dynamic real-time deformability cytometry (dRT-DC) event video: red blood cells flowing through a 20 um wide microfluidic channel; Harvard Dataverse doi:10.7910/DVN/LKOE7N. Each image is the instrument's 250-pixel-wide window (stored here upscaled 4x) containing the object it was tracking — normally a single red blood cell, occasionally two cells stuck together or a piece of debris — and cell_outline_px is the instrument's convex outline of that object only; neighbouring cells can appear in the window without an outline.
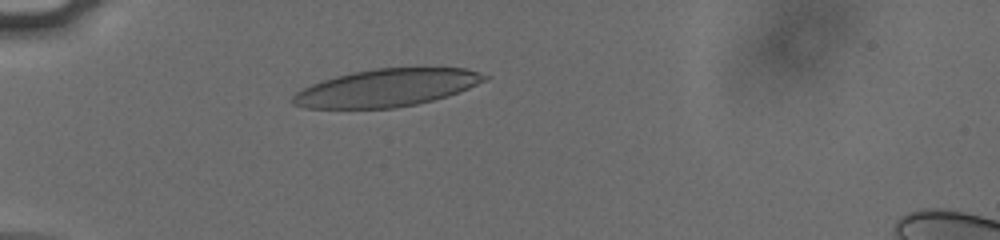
{"species": "human", "species_latin": "Homo sapiens", "temperature_condition": "cold", "stored_images_in_passage": 39, "camera_frame_rate_fps": 3000, "um_per_image_px": 0.085, "donor": {"sex": "male"}, "frame": {"image": 1, "passage_image": 1, "time_ms": 0.0, "image_size_px": [1000, 240], "cell_outline_px": [[492, 76], [468, 88], [448, 96], [416, 104], [396, 108], [304, 108], [292, 104], [288, 100], [296, 92], [312, 84], [336, 76], [352, 72], [376, 68], [464, 68]], "centroid_in_image_um": [32.83, 7.47], "position_along_channel_um": 52.2, "area_um2": 41.79}}
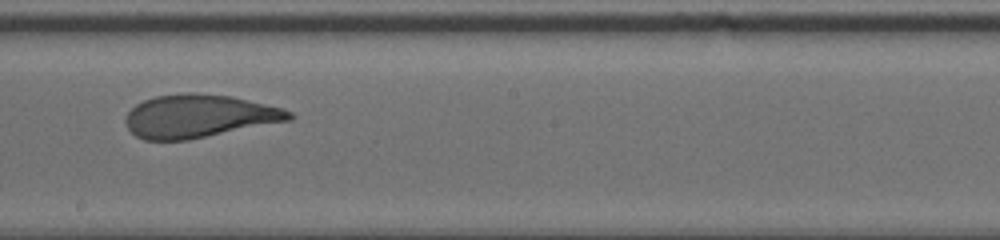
{"frame": {"image": 2, "passage_image": 17, "time_ms": 5.333, "image_size_px": [1000, 240], "cell_outline_px": [[296, 116], [292, 120], [188, 140], [144, 140], [136, 136], [128, 128], [124, 120], [128, 112], [136, 104], [144, 100], [156, 96], [188, 92], [196, 92], [232, 96], [284, 108], [292, 112]], "centroid_in_image_um": [16.94, 9.86], "position_along_channel_um": 231.3, "area_um2": 41.33}}
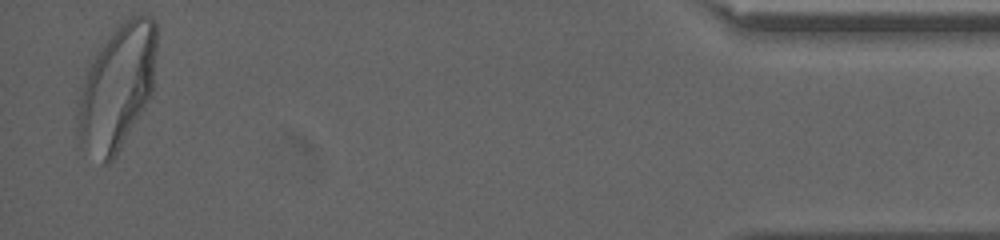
{"frame": {"image": 3, "passage_image": 38, "time_ms": 12.333, "image_size_px": [1000, 240], "cell_outline_px": [[156, 52], [152, 92], [144, 108], [116, 156], [108, 164], [104, 164], [80, 140], [76, 116], [76, 112], [80, 84], [88, 64], [92, 56], [104, 40], [124, 20], [132, 16], [152, 16], [156, 20]], "centroid_in_image_um": [9.94, 7.36], "position_along_channel_um": 425.3, "area_um2": 57.4}, "authors_computed_cell_mechanics": {"area_um2": 43.0032, "velocity_mm_per_s": 3.7883, "shape_relaxation_time_tau1_ms": 9.0531, "shape_relaxation_time_tau2_ms": 1.0565, "deformation_change_tau1": 0.2669, "deformation_change_tau2": 0.0863}}